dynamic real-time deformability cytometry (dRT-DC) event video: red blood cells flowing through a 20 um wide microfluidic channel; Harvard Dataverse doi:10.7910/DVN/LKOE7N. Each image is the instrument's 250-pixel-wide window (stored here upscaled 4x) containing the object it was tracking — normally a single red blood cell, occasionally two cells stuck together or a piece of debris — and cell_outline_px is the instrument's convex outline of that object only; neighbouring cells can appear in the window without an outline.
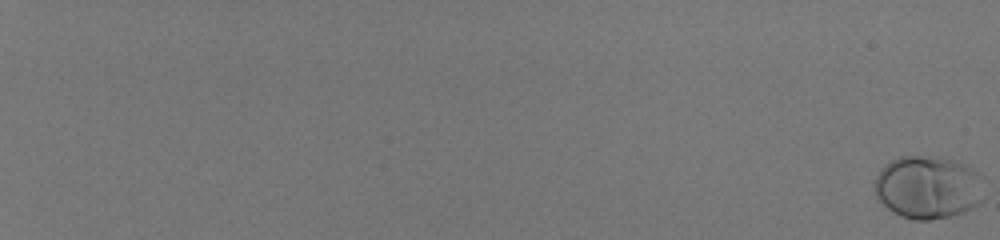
{"species": "human", "species_latin": "Homo sapiens", "temperature_condition": "room temperature", "stored_images_in_passage": 60, "camera_frame_rate_fps": 3000, "um_per_image_px": 0.085, "donor": {"sex": "male"}, "frame": {"image": 1, "passage_image": 1, "time_ms": 0.0, "image_size_px": [1000, 240], "cell_outline_px": [[976, 204], [960, 212], [948, 216], [928, 220], [912, 220], [888, 208], [876, 196], [872, 184], [880, 168], [892, 160], [900, 156], [936, 156], [952, 160], [976, 172]], "centroid_in_image_um": [78.68, 15.9], "position_along_channel_um": 6.3, "area_um2": 38.49}}
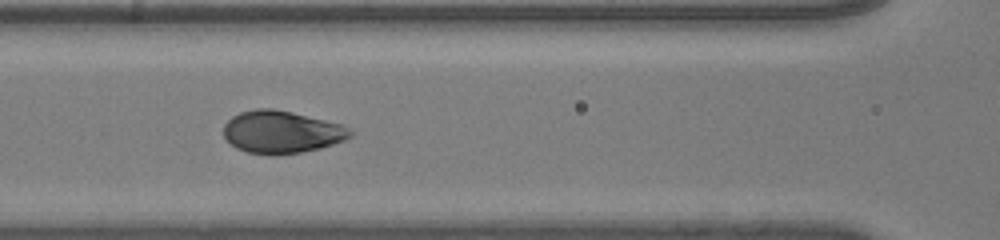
{"frame": {"image": 2, "passage_image": 35, "time_ms": 11.333, "image_size_px": [1000, 240], "cell_outline_px": [[352, 136], [344, 140], [320, 148], [300, 152], [276, 156], [268, 156], [248, 152], [236, 148], [224, 136], [224, 124], [232, 116], [240, 112], [256, 108], [272, 108], [292, 112], [340, 124], [348, 128], [352, 132]], "centroid_in_image_um": [23.9, 11.23], "position_along_channel_um": 142.7, "area_um2": 31.33}}
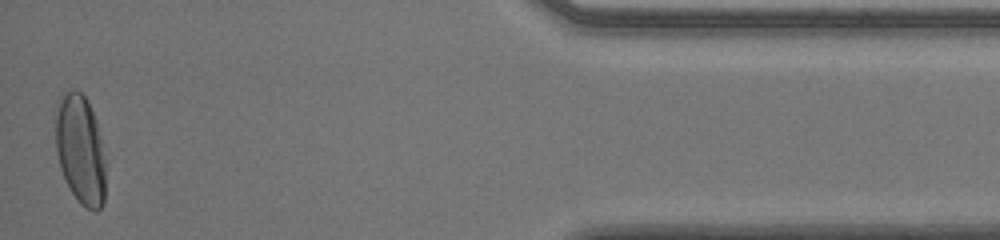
{"frame": {"image": 3, "passage_image": 60, "time_ms": 19.667, "image_size_px": [1000, 240], "cell_outline_px": [[104, 204], [96, 212], [92, 212], [84, 208], [80, 204], [72, 192], [60, 168], [56, 152], [56, 100], [72, 88], [80, 92], [84, 96], [96, 120], [104, 160]], "centroid_in_image_um": [6.81, 12.74], "position_along_channel_um": 428.4, "area_um2": 31.67}, "authors_computed_cell_mechanics": {"area_um2": 32.0501, "velocity_mm_per_s": 4.0075, "shape_relaxation_time_tau1_ms": 2.728, "shape_relaxation_time_tau2_ms": null, "deformation_change_tau1": 0.1527, "deformation_change_tau2": null}}